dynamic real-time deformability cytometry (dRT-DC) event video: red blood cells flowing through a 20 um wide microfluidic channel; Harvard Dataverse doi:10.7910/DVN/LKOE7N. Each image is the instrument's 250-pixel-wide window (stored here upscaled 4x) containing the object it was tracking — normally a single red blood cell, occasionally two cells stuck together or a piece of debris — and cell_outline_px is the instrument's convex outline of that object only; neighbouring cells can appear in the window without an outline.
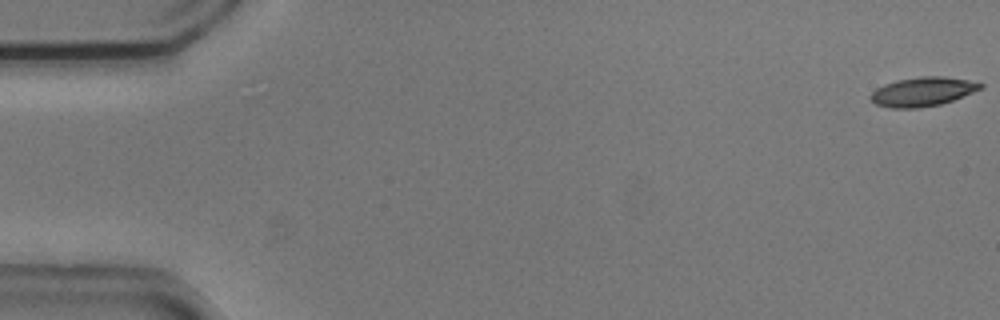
{"species": "common noctule bat (a hibernating species)", "species_latin": "Nyctalus noctula", "temperature_condition": "cold", "stored_images_in_passage": 9, "camera_frame_rate_fps": 3000, "um_per_image_px": 0.085, "animal": {"sex": "male", "body_mass_g": 20.5, "forearm_length_mm": 52.5}, "frame": {"image": 1, "passage_image": 1, "time_ms": 0.0, "image_size_px": [1000, 320], "cell_outline_px": [[984, 88], [952, 100], [940, 104], [920, 108], [892, 108], [876, 104], [868, 96], [876, 88], [884, 84], [896, 80], [920, 76], [944, 76], [968, 80], [984, 84]], "centroid_in_image_um": [78.42, 7.78], "position_along_channel_um": 6.6, "area_um2": 18.67}}